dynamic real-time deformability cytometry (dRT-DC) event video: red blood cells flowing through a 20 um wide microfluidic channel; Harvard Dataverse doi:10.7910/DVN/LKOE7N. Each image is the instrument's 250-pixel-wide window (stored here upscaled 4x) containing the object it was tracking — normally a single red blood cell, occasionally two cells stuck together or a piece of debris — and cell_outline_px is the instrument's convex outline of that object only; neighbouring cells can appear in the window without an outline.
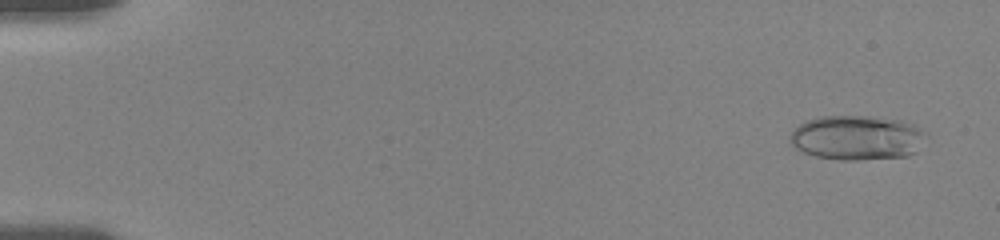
{"species": "human", "species_latin": "Homo sapiens", "temperature_condition": "room temperature", "stored_images_in_passage": 55, "camera_frame_rate_fps": 3000, "um_per_image_px": 0.085, "donor": {"sex": "female"}, "frame": {"image": 1, "passage_image": 3, "time_ms": 0.667, "image_size_px": [1000, 240], "cell_outline_px": [[928, 136], [916, 152], [908, 156], [856, 160], [840, 160], [816, 156], [804, 152], [796, 148], [788, 140], [788, 136], [800, 124], [808, 120], [820, 116], [868, 116], [900, 120], [912, 124], [920, 128]], "centroid_in_image_um": [72.86, 11.71], "position_along_channel_um": 12.1, "area_um2": 35.43}}
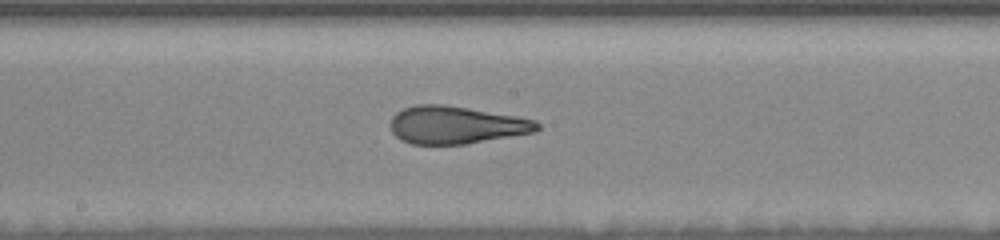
{"frame": {"image": 2, "passage_image": 31, "time_ms": 10.0, "image_size_px": [1000, 240], "cell_outline_px": [[540, 128], [536, 132], [464, 144], [412, 144], [400, 140], [392, 132], [392, 116], [396, 112], [404, 108], [416, 104], [444, 104], [516, 116], [536, 120], [540, 124]], "centroid_in_image_um": [38.77, 10.62], "position_along_channel_um": 209.4, "area_um2": 32.14}}
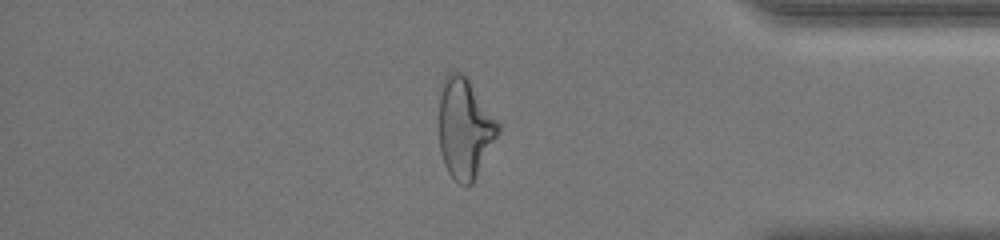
{"frame": {"image": 3, "passage_image": 48, "time_ms": 15.667, "image_size_px": [1000, 240], "cell_outline_px": [[500, 132], [472, 184], [460, 184], [448, 172], [444, 164], [440, 152], [440, 84], [444, 76], [452, 72], [460, 72], [468, 80], [500, 124]], "centroid_in_image_um": [39.5, 10.91], "position_along_channel_um": 395.7, "area_um2": 34.04}}